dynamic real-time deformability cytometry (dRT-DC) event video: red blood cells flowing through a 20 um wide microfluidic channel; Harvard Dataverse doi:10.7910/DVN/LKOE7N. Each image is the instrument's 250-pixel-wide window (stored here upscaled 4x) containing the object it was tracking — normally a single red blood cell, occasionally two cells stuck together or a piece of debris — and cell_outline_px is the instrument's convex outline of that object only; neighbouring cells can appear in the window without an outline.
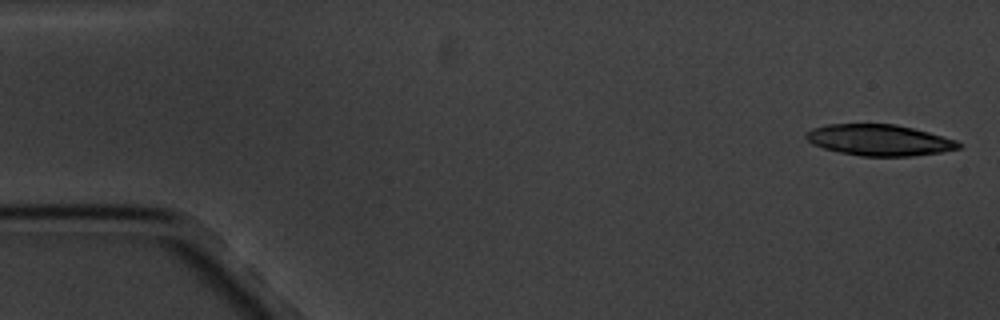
{"species": "common noctule bat (a hibernating species)", "species_latin": "Nyctalus noctula", "temperature_condition": "cold", "stored_images_in_passage": 3, "camera_frame_rate_fps": 3000, "um_per_image_px": 0.085, "animal": {"sex": "male", "body_mass_g": 20.1, "forearm_length_mm": 53.5}, "frame": {"image": 1, "passage_image": 1, "time_ms": 0.0, "image_size_px": [1000, 320], "cell_outline_px": [[960, 148], [940, 152], [912, 156], [860, 156], [840, 152], [824, 148], [812, 144], [804, 136], [812, 128], [828, 124], [896, 124], [928, 132], [956, 140], [960, 144]], "centroid_in_image_um": [74.72, 11.9], "position_along_channel_um": 10.3, "area_um2": 27.46}}